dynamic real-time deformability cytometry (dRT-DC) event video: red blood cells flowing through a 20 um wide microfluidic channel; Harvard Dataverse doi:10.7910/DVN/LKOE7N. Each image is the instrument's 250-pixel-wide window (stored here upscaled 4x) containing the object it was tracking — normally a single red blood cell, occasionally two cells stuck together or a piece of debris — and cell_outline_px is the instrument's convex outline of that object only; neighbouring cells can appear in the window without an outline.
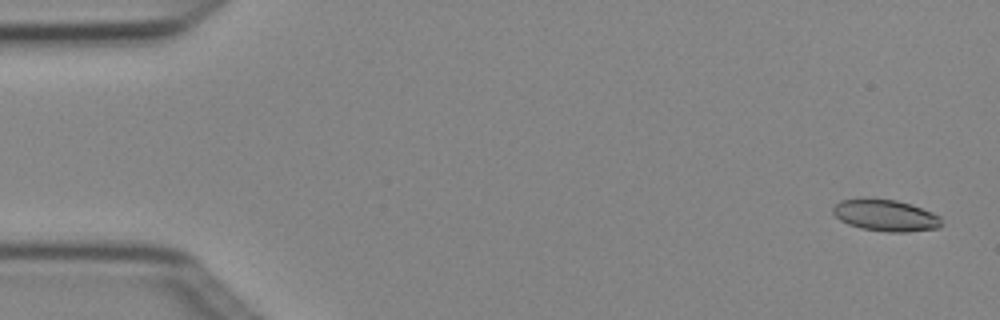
{"species": "Egyptian fruit bat (a non-hibernating species)", "species_latin": "Rousettus aegyptiacus", "temperature_condition": "cold", "stored_images_in_passage": 4, "camera_frame_rate_fps": 3000, "um_per_image_px": 0.085, "animal": {"sex": "female"}, "frame": {"image": 1, "passage_image": 1, "time_ms": 0.0, "image_size_px": [1000, 320], "cell_outline_px": [[944, 224], [940, 228], [908, 232], [888, 232], [860, 228], [848, 224], [840, 220], [832, 212], [832, 208], [840, 200], [864, 196], [896, 200], [912, 204], [932, 212], [940, 216]], "centroid_in_image_um": [75.28, 18.28], "position_along_channel_um": 9.7, "area_um2": 20.63}}
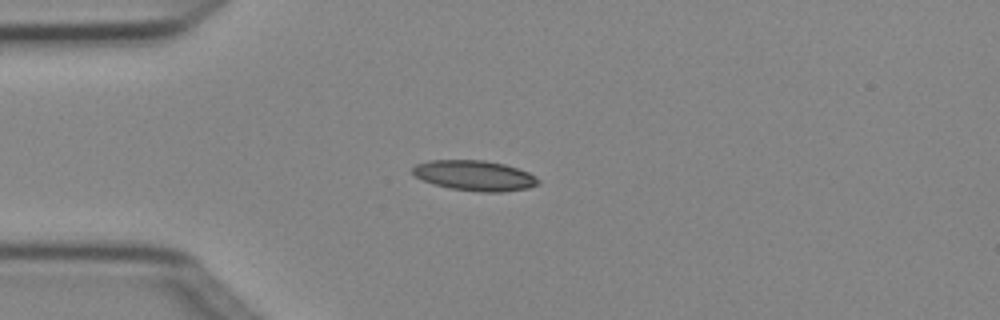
{"frame": {"image": 2, "passage_image": 4, "time_ms": 1.0, "image_size_px": [1000, 320], "cell_outline_px": [[540, 184], [528, 188], [504, 192], [484, 192], [448, 188], [432, 184], [416, 176], [412, 172], [412, 168], [416, 164], [428, 160], [484, 160], [504, 164], [528, 172], [536, 176], [540, 180]], "centroid_in_image_um": [40.35, 14.92], "position_along_channel_um": 44.6, "area_um2": 22.25}}